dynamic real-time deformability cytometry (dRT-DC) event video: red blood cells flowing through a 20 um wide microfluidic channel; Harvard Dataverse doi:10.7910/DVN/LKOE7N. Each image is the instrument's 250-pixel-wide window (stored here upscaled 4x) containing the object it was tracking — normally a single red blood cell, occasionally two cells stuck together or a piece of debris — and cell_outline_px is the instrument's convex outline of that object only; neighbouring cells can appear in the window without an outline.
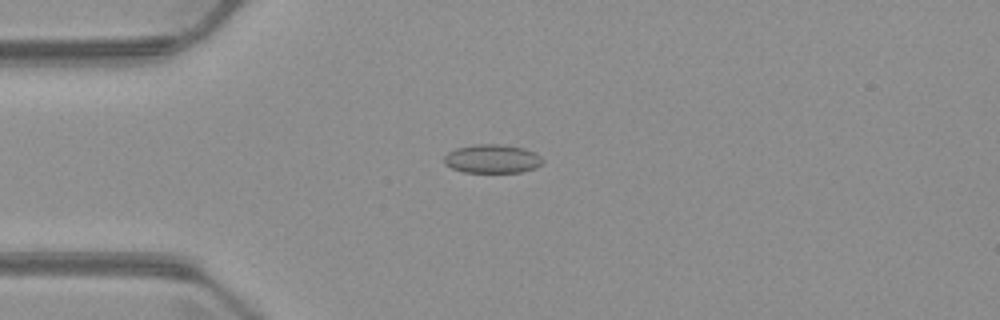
{"species": "common noctule bat (a hibernating species)", "species_latin": "Nyctalus noctula", "temperature_condition": "warm", "stored_images_in_passage": 6, "camera_frame_rate_fps": 3000, "um_per_image_px": 0.085, "animal": {"sex": "male", "body_mass_g": 23.1, "forearm_length_mm": 52.7}, "frame": {"image": 1, "passage_image": 4, "time_ms": 3.667, "image_size_px": [1000, 320], "cell_outline_px": [[544, 160], [536, 168], [520, 172], [464, 172], [452, 168], [444, 164], [444, 156], [448, 152], [456, 148], [472, 144], [500, 144], [524, 148], [536, 152]], "centroid_in_image_um": [41.84, 13.49], "position_along_channel_um": 43.2, "area_um2": 16.59}}
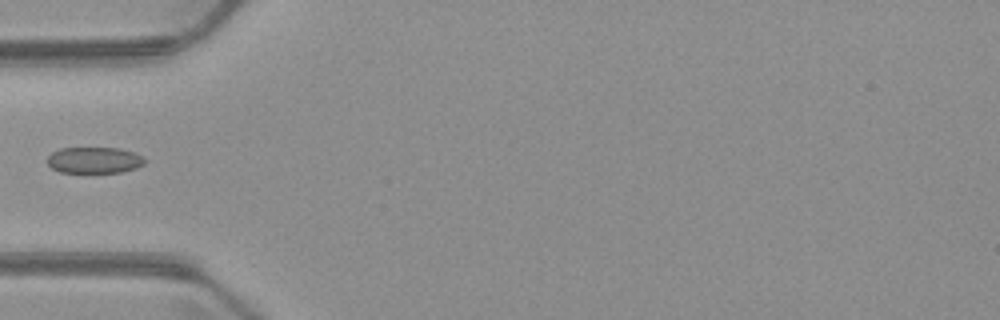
{"frame": {"image": 2, "passage_image": 5, "time_ms": 5.0, "image_size_px": [1000, 320], "cell_outline_px": [[148, 160], [144, 164], [136, 168], [120, 172], [84, 176], [60, 172], [52, 168], [48, 164], [48, 156], [52, 152], [60, 148], [116, 148], [132, 152], [144, 156]], "centroid_in_image_um": [8.01, 13.67], "position_along_channel_um": 77.0, "area_um2": 15.72}}
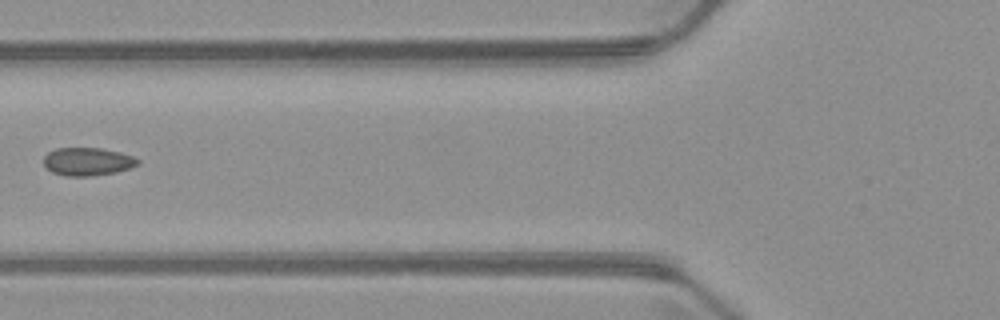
{"frame": {"image": 3, "passage_image": 6, "time_ms": 6.0, "image_size_px": [1000, 320], "cell_outline_px": [[140, 164], [116, 172], [88, 176], [68, 176], [52, 172], [44, 168], [44, 156], [48, 152], [56, 148], [104, 148], [120, 152], [132, 156], [140, 160]], "centroid_in_image_um": [7.43, 13.73], "position_along_channel_um": 118.4, "area_um2": 15.43}}